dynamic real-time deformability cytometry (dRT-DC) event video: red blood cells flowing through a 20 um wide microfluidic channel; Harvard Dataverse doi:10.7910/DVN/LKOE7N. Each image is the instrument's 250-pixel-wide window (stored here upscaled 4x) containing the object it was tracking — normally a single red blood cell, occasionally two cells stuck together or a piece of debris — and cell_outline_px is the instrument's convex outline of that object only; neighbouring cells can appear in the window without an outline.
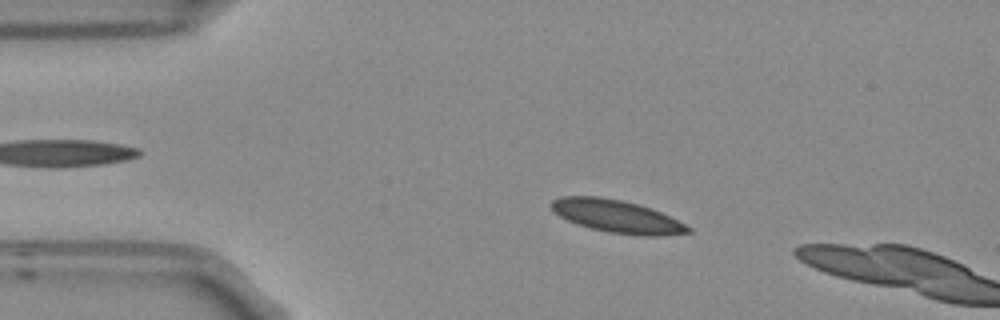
{"species": "Egyptian fruit bat (a non-hibernating species)", "species_latin": "Rousettus aegyptiacus", "temperature_condition": "room temperature", "stored_images_in_passage": 12, "camera_frame_rate_fps": 3000, "um_per_image_px": 0.085, "frame": {"image": 1, "passage_image": 9, "time_ms": 2.667, "image_size_px": [1000, 320], "cell_outline_px": [[692, 232], [660, 236], [644, 236], [608, 232], [592, 228], [568, 220], [560, 216], [552, 208], [552, 200], [560, 196], [600, 196], [624, 200], [652, 208], [692, 228]], "centroid_in_image_um": [52.46, 18.38], "position_along_channel_um": 32.5, "area_um2": 25.84}}